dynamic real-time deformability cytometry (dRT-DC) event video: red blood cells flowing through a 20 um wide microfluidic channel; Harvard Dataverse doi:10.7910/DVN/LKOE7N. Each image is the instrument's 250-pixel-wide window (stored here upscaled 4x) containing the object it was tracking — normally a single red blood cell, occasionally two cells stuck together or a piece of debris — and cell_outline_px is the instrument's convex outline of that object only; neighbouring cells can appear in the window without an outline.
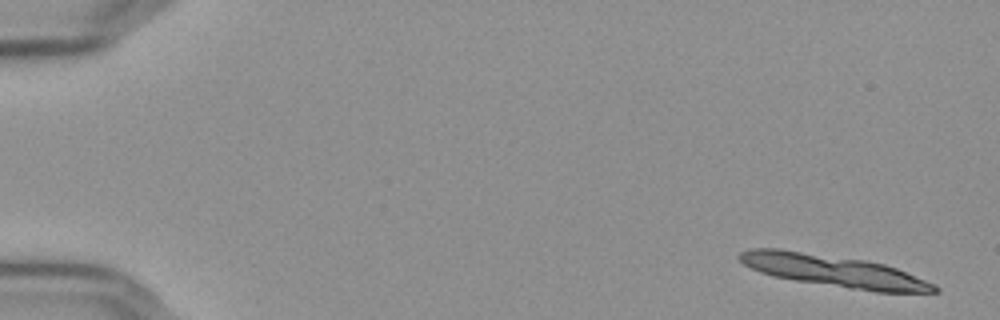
{"species": "Egyptian fruit bat (a non-hibernating species)", "species_latin": "Rousettus aegyptiacus", "temperature_condition": "cold", "stored_images_in_passage": 6, "segment_of_instrument_passage": [1, 2], "camera_frame_rate_fps": 3000, "um_per_image_px": 0.085, "frame": {"image": 1, "passage_image": 1, "time_ms": 0.0, "image_size_px": [1000, 320], "cell_outline_px": [[940, 292], [876, 292], [848, 288], [796, 280], [772, 276], [760, 272], [744, 264], [736, 256], [740, 252], [748, 248], [780, 248], [864, 260], [884, 264], [896, 268], [936, 284], [940, 288]], "centroid_in_image_um": [70.86, 23.02], "position_along_channel_um": 14.1, "area_um2": 36.13}}